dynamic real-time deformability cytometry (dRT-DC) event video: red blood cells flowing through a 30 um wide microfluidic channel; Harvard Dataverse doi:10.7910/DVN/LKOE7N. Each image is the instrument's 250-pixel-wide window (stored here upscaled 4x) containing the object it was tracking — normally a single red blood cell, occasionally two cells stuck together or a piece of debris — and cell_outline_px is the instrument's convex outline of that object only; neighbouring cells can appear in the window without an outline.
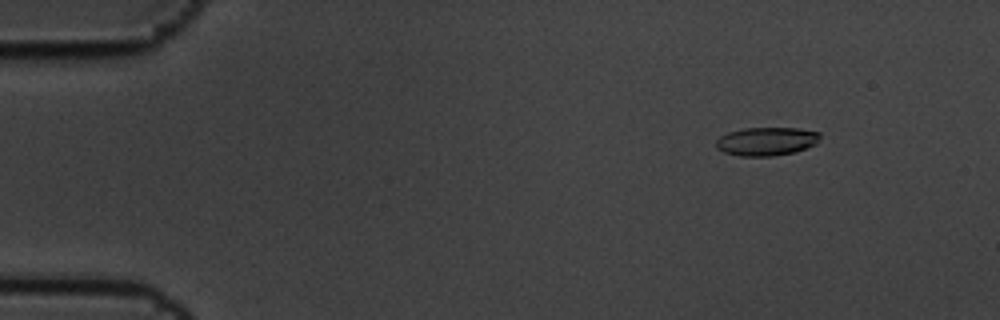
{"species": "common noctule bat (a hibernating species)", "species_latin": "Nyctalus noctula", "temperature_condition": "cold", "stored_images_in_passage": 5, "camera_frame_rate_fps": 3000, "um_per_image_px": 0.085, "animal": {"sex": "male", "body_mass_g": 19.5, "forearm_length_mm": 54.6}, "frame": {"image": 1, "passage_image": 2, "time_ms": 0.333, "image_size_px": [1000, 320], "cell_outline_px": [[820, 136], [816, 144], [796, 152], [772, 156], [740, 156], [724, 152], [716, 148], [716, 140], [720, 136], [728, 132], [744, 128], [800, 128], [820, 132]], "centroid_in_image_um": [65.16, 12.01], "position_along_channel_um": 19.8, "area_um2": 17.34}}
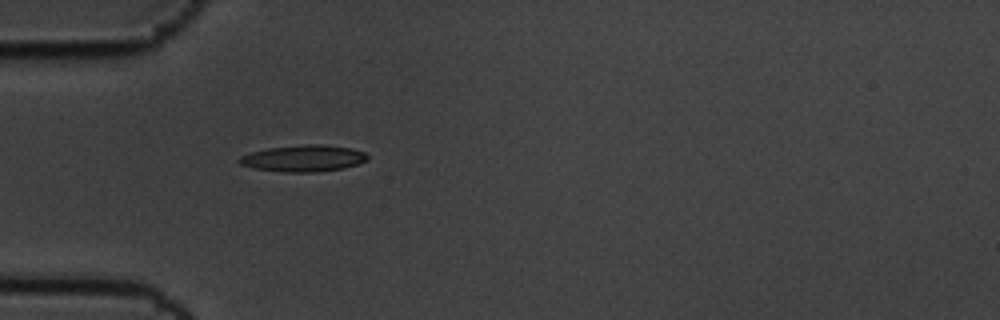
{"frame": {"image": 2, "passage_image": 5, "time_ms": 1.333, "image_size_px": [1000, 320], "cell_outline_px": [[368, 160], [344, 168], [316, 172], [284, 172], [252, 168], [240, 164], [236, 160], [240, 156], [252, 152], [268, 148], [308, 144], [324, 144], [352, 148], [364, 152], [368, 156]], "centroid_in_image_um": [25.79, 13.46], "position_along_channel_um": 59.2, "area_um2": 19.88}}